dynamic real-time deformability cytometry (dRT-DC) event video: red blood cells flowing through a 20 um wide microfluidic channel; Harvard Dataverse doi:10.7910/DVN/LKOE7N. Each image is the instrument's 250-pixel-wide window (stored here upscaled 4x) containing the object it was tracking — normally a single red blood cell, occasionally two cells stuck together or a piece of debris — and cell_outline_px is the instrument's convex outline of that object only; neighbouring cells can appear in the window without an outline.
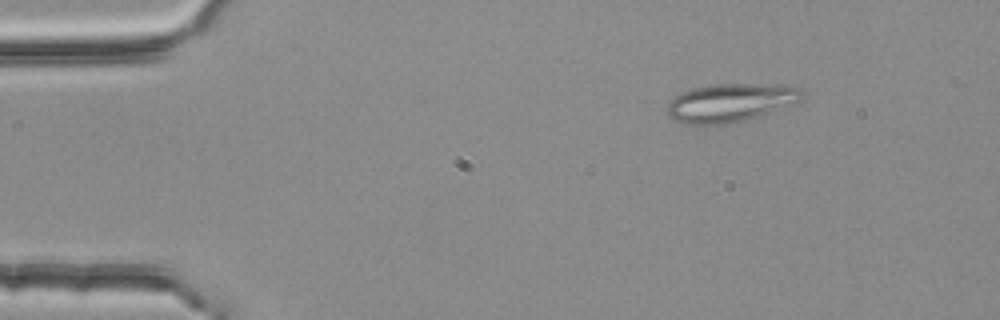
{"species": "common noctule bat (a hibernating species)", "species_latin": "Nyctalus noctula", "temperature_condition": "room temperature", "stored_images_in_passage": 3, "camera_frame_rate_fps": 3000, "um_per_image_px": 0.085, "animal": {"sex": "female", "body_mass_g": 25.1}, "frame": {"image": 1, "passage_image": 1, "time_ms": 0.0, "image_size_px": [1000, 320], "cell_outline_px": [[804, 96], [800, 100], [792, 104], [744, 120], [724, 124], [684, 124], [676, 120], [668, 112], [668, 100], [680, 92], [692, 88], [712, 84], [768, 84], [796, 88], [804, 92]], "centroid_in_image_um": [62.03, 8.71], "position_along_channel_um": 23.0, "area_um2": 29.65}}